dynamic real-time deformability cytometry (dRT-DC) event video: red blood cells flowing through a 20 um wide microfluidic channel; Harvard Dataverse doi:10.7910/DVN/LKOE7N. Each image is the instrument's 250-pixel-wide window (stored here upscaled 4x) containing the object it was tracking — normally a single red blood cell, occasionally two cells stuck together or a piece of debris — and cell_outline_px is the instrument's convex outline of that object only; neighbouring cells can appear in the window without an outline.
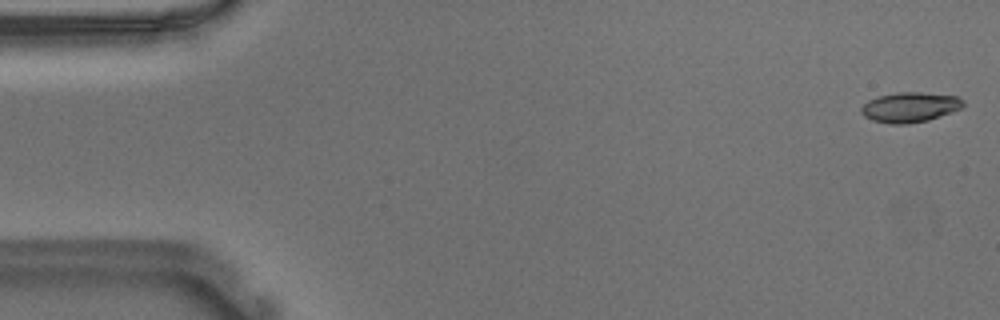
{"species": "Egyptian fruit bat (a non-hibernating species)", "species_latin": "Rousettus aegyptiacus", "temperature_condition": "warm", "stored_images_in_passage": 54, "camera_frame_rate_fps": 3000, "um_per_image_px": 0.085, "animal": {"sex": "male"}, "frame": {"image": 1, "passage_image": 1, "time_ms": 0.0, "image_size_px": [1000, 320], "cell_outline_px": [[964, 104], [960, 108], [952, 112], [928, 120], [908, 124], [892, 124], [872, 120], [864, 116], [860, 112], [860, 108], [868, 100], [880, 96], [896, 92], [920, 92], [956, 96], [964, 100]], "centroid_in_image_um": [77.33, 9.11], "position_along_channel_um": 7.7, "area_um2": 17.8}}
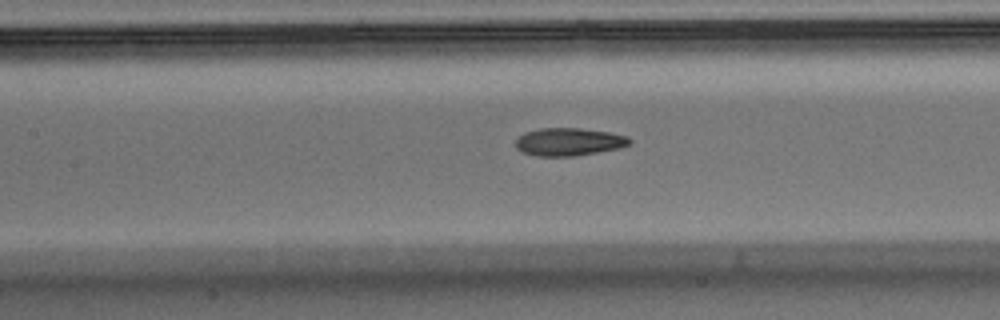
{"frame": {"image": 2, "passage_image": 24, "time_ms": 7.667, "image_size_px": [1000, 320], "cell_outline_px": [[632, 144], [620, 148], [576, 156], [536, 156], [524, 152], [516, 148], [516, 140], [524, 132], [540, 128], [580, 128], [608, 132], [628, 136], [632, 140]], "centroid_in_image_um": [48.39, 12.05], "position_along_channel_um": 159.0, "area_um2": 18.55}}
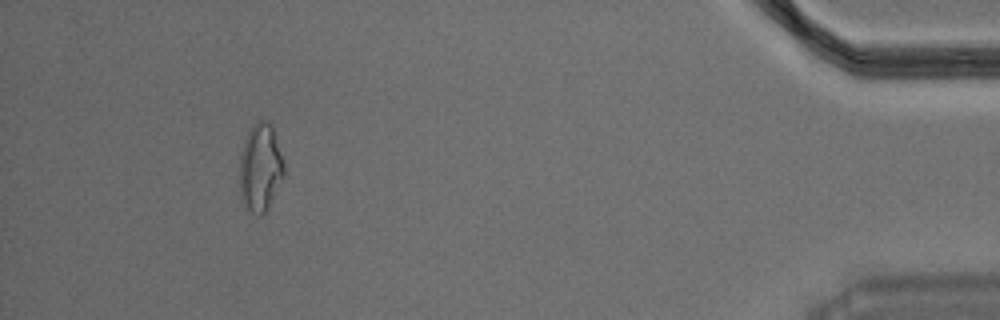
{"frame": {"image": 3, "passage_image": 50, "time_ms": 16.333, "image_size_px": [1000, 320], "cell_outline_px": [[284, 172], [272, 200], [268, 208], [260, 216], [252, 212], [248, 208], [240, 196], [240, 152], [244, 140], [252, 124], [256, 120], [268, 120], [272, 124], [284, 160]], "centroid_in_image_um": [22.13, 14.18], "position_along_channel_um": 413.1, "area_um2": 22.77}, "authors_computed_cell_mechanics": {"area_um2": 18.496, "velocity_mm_per_s": 3.685, "shape_relaxation_time_tau1_ms": 8.9992, "shape_relaxation_time_tau2_ms": 3.1605, "deformation_change_tau1": 0.2178, "deformation_change_tau2": 0.1075}}